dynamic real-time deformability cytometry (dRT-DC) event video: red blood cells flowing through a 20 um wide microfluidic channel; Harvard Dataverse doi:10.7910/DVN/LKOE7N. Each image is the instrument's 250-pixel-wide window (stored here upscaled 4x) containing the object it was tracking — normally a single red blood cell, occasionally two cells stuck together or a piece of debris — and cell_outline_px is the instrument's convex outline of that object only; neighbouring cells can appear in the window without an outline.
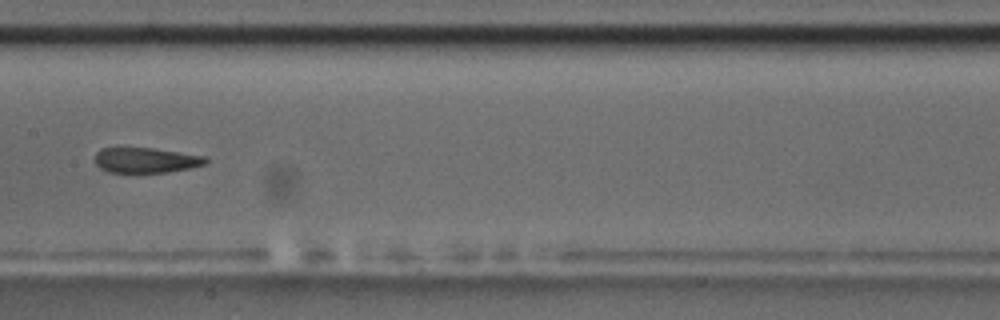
{"species": "common noctule bat (a hibernating species)", "species_latin": "Nyctalus noctula", "temperature_condition": "room temperature", "stored_images_in_passage": 15, "camera_frame_rate_fps": 3000, "um_per_image_px": 0.085, "animal": {"sex": "male", "body_mass_g": 17.5, "forearm_length_mm": 52.3}, "frame": {"image": 1, "passage_image": 7, "time_ms": 6.667, "image_size_px": [1000, 320], "cell_outline_px": [[208, 164], [192, 168], [168, 172], [108, 172], [100, 168], [96, 164], [96, 152], [100, 148], [152, 148], [204, 156], [208, 160]], "centroid_in_image_um": [12.43, 13.62], "position_along_channel_um": 195.0, "area_um2": 16.24}}
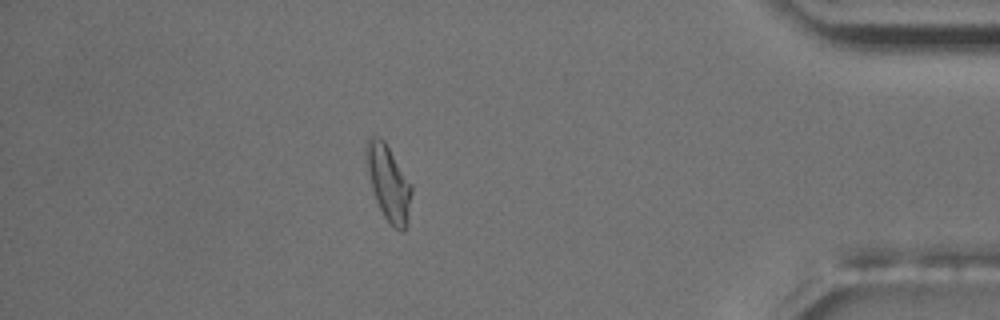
{"frame": {"image": 2, "passage_image": 13, "time_ms": 13.667, "image_size_px": [1000, 320], "cell_outline_px": [[412, 192], [408, 224], [404, 232], [400, 232], [388, 224], [376, 200], [372, 188], [364, 156], [364, 148], [368, 136], [372, 132], [384, 140], [412, 184]], "centroid_in_image_um": [33.01, 15.52], "position_along_channel_um": 402.2, "area_um2": 20.46}, "authors_computed_cell_mechanics": {"area_um2": 17.918, "velocity_mm_per_s": 3.5497, "shape_relaxation_time_tau1_ms": null, "shape_relaxation_time_tau2_ms": 3.0177, "deformation_change_tau1": null, "deformation_change_tau2": 0.0944}}